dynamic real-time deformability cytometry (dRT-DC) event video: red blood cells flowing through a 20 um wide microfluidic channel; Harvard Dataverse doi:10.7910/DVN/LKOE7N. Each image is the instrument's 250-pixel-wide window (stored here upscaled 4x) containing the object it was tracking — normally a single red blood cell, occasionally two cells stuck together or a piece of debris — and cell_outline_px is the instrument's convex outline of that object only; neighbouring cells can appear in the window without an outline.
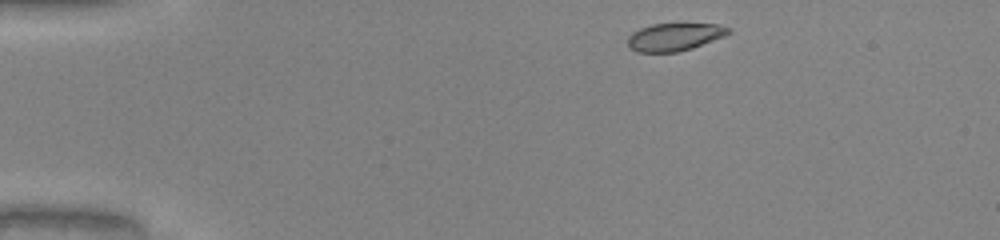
{"species": "common noctule bat (a hibernating species)", "species_latin": "Nyctalus noctula", "temperature_condition": "warm", "stored_images_in_passage": 35, "camera_frame_rate_fps": 3000, "um_per_image_px": 0.085, "animal": {"sex": "male", "body_mass_g": 20.0, "forearm_length_mm": 53.3}, "frame": {"image": 1, "passage_image": 1, "time_ms": 0.0, "image_size_px": [1000, 240], "cell_outline_px": [[732, 32], [724, 36], [692, 48], [676, 52], [636, 52], [628, 48], [628, 36], [632, 32], [640, 28], [652, 24], [716, 24], [732, 28]], "centroid_in_image_um": [57.32, 3.14], "position_along_channel_um": 27.7, "area_um2": 16.3}}
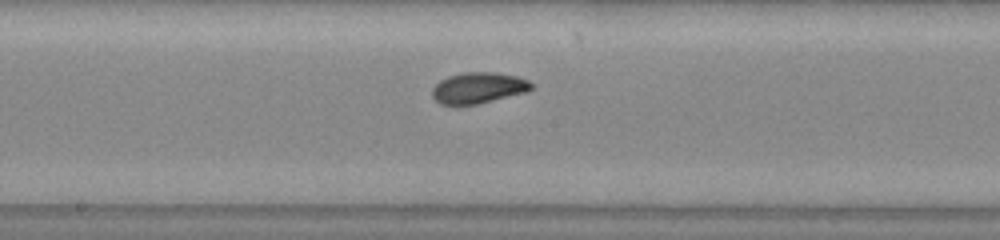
{"frame": {"image": 2, "passage_image": 20, "time_ms": 6.333, "image_size_px": [1000, 240], "cell_outline_px": [[532, 88], [528, 92], [476, 104], [440, 104], [432, 96], [432, 88], [440, 80], [448, 76], [464, 72], [492, 72], [516, 76], [528, 80], [532, 84]], "centroid_in_image_um": [40.66, 7.46], "position_along_channel_um": 207.5, "area_um2": 17.8}}
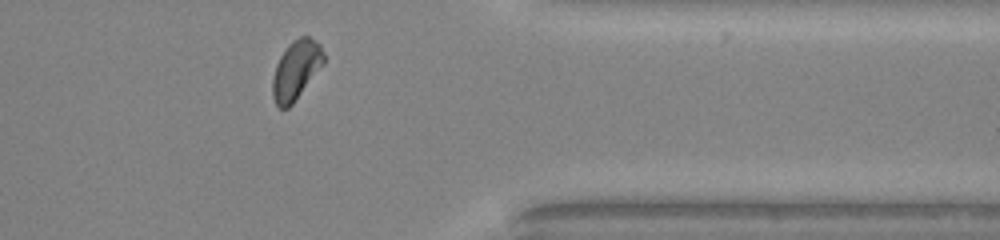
{"frame": {"image": 3, "passage_image": 34, "time_ms": 11.0, "image_size_px": [1000, 240], "cell_outline_px": [[324, 64], [292, 104], [288, 108], [280, 108], [276, 104], [272, 96], [272, 80], [276, 64], [280, 56], [288, 44], [292, 40], [300, 36], [308, 36], [316, 40], [320, 44], [324, 52]], "centroid_in_image_um": [25.17, 5.92], "position_along_channel_um": 386.2, "area_um2": 17.69}}